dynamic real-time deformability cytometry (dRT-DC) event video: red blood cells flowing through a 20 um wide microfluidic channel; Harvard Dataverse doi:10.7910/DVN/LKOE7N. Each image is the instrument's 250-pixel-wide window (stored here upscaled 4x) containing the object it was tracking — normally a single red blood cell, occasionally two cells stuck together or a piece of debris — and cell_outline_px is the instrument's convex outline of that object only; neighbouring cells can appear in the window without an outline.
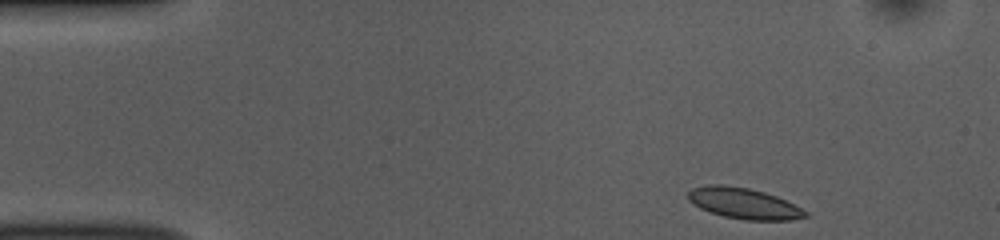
{"species": "common noctule bat (a hibernating species)", "species_latin": "Nyctalus noctula", "temperature_condition": "room temperature", "stored_images_in_passage": 46, "camera_frame_rate_fps": 3000, "um_per_image_px": 0.085, "animal": {"sex": "female", "body_mass_g": 10.0, "forearm_length_mm": 53.1}, "frame": {"image": 1, "passage_image": 1, "time_ms": 0.0, "image_size_px": [1000, 240], "cell_outline_px": [[808, 216], [792, 220], [744, 220], [724, 216], [700, 208], [688, 200], [688, 192], [692, 188], [708, 184], [724, 184], [748, 188], [764, 192], [776, 196], [808, 212]], "centroid_in_image_um": [63.2, 17.28], "position_along_channel_um": 21.8, "area_um2": 20.98}}
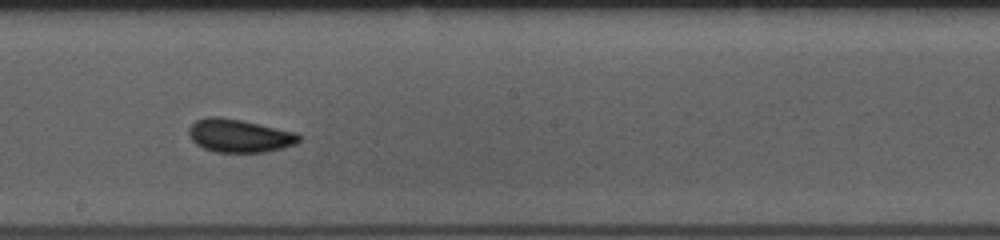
{"frame": {"image": 2, "passage_image": 23, "time_ms": 7.333, "image_size_px": [1000, 240], "cell_outline_px": [[300, 140], [296, 144], [264, 152], [216, 152], [204, 148], [196, 144], [192, 140], [188, 132], [188, 128], [196, 120], [208, 116], [216, 116], [240, 120], [260, 124], [296, 132], [300, 136]], "centroid_in_image_um": [20.33, 11.53], "position_along_channel_um": 227.9, "area_um2": 21.15}}
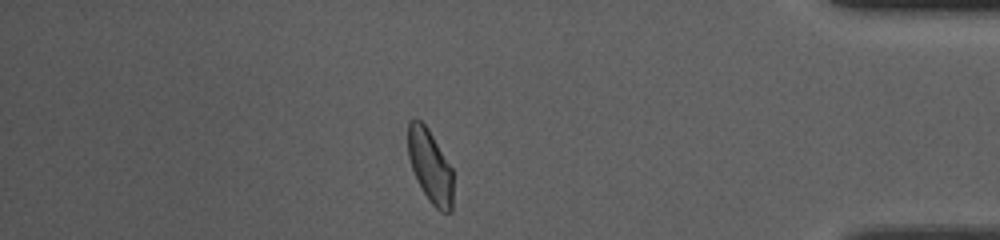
{"frame": {"image": 3, "passage_image": 39, "time_ms": 12.667, "image_size_px": [1000, 240], "cell_outline_px": [[452, 212], [440, 212], [428, 200], [412, 168], [408, 156], [408, 120], [416, 116], [428, 128], [452, 168]], "centroid_in_image_um": [36.56, 14.09], "position_along_channel_um": 398.6, "area_um2": 19.13}, "authors_computed_cell_mechanics": {"area_um2": 20.6057, "velocity_mm_per_s": 3.8645, "shape_relaxation_time_tau1_ms": 4.1477, "shape_relaxation_time_tau2_ms": 5.5309, "deformation_change_tau1": 0.1054, "deformation_change_tau2": 0.0872}}